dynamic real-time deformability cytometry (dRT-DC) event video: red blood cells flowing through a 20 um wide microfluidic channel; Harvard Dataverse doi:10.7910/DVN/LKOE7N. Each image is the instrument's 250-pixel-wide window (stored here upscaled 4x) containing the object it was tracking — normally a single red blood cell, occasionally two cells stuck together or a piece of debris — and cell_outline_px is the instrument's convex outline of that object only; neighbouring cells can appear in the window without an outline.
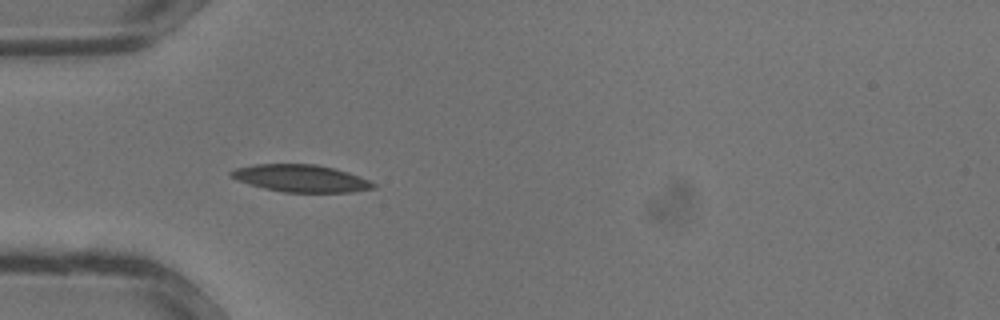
{"species": "common noctule bat (a hibernating species)", "species_latin": "Nyctalus noctula", "temperature_condition": "warm", "stored_images_in_passage": 22, "camera_frame_rate_fps": 3000, "um_per_image_px": 0.085, "animal": {"sex": "male", "body_mass_g": 13.3}, "frame": {"image": 1, "passage_image": 2, "time_ms": 0.333, "image_size_px": [1000, 320], "cell_outline_px": [[376, 188], [352, 192], [284, 192], [264, 188], [236, 180], [228, 176], [228, 172], [236, 168], [256, 164], [316, 164], [336, 168], [360, 176], [376, 184]], "centroid_in_image_um": [25.58, 15.15], "position_along_channel_um": 59.4, "area_um2": 22.72}}
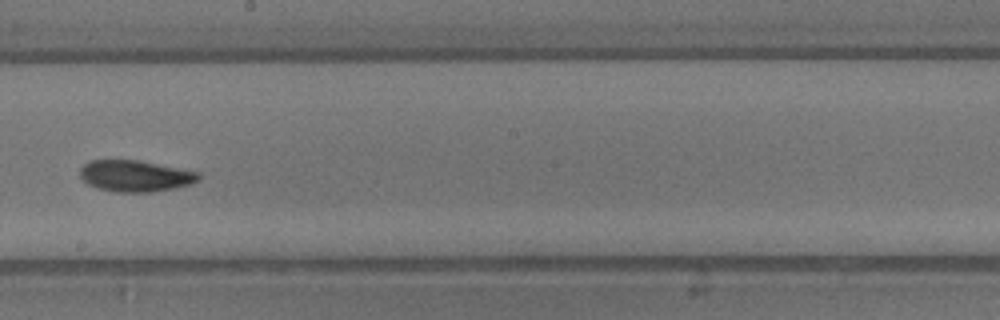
{"frame": {"image": 2, "passage_image": 11, "time_ms": 3.333, "image_size_px": [1000, 320], "cell_outline_px": [[200, 180], [192, 184], [152, 192], [116, 192], [96, 188], [88, 184], [80, 176], [80, 168], [88, 160], [140, 160], [200, 172]], "centroid_in_image_um": [11.51, 14.95], "position_along_channel_um": 236.7, "area_um2": 21.85}}
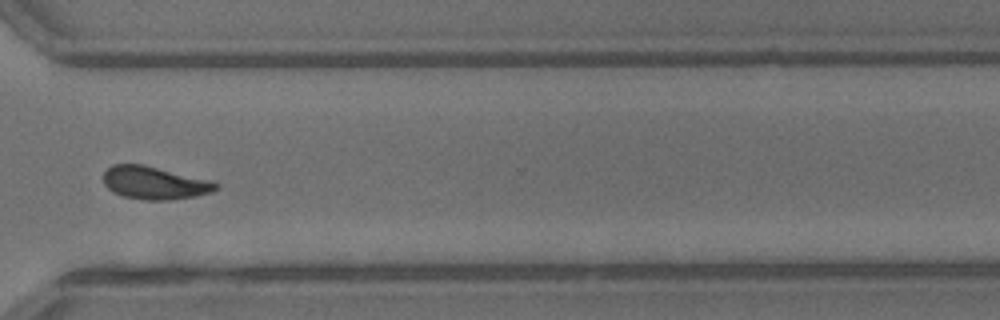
{"frame": {"image": 3, "passage_image": 17, "time_ms": 5.333, "image_size_px": [1000, 320], "cell_outline_px": [[220, 188], [196, 196], [168, 200], [148, 200], [124, 196], [112, 192], [104, 184], [104, 172], [112, 164], [144, 164], [212, 180], [220, 184]], "centroid_in_image_um": [13.16, 15.53], "position_along_channel_um": 357.4, "area_um2": 21.62}}